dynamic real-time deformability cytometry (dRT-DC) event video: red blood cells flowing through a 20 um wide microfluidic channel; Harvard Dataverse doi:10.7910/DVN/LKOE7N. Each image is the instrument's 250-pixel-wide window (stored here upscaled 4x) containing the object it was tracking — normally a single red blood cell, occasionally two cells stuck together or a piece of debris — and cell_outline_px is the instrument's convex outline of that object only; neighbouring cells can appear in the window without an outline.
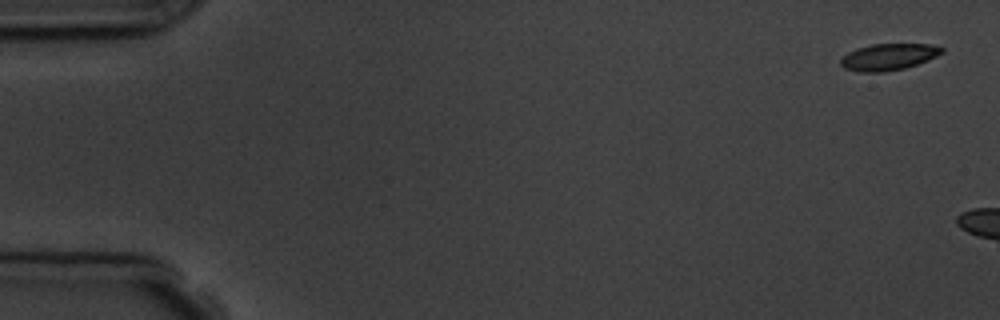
{"species": "common noctule bat (a hibernating species)", "species_latin": "Nyctalus noctula", "temperature_condition": "room temperature", "stored_images_in_passage": 3, "camera_frame_rate_fps": 3000, "um_per_image_px": 0.085, "animal": {"sex": "male", "body_mass_g": 19.5, "forearm_length_mm": 54.6}, "frame": {"image": 1, "passage_image": 1, "time_ms": 0.0, "image_size_px": [1000, 320], "cell_outline_px": [[944, 52], [928, 60], [904, 68], [884, 72], [860, 72], [844, 68], [840, 64], [840, 60], [848, 52], [856, 48], [872, 44], [928, 44], [944, 48]], "centroid_in_image_um": [75.51, 4.83], "position_along_channel_um": 9.5, "area_um2": 15.61}}